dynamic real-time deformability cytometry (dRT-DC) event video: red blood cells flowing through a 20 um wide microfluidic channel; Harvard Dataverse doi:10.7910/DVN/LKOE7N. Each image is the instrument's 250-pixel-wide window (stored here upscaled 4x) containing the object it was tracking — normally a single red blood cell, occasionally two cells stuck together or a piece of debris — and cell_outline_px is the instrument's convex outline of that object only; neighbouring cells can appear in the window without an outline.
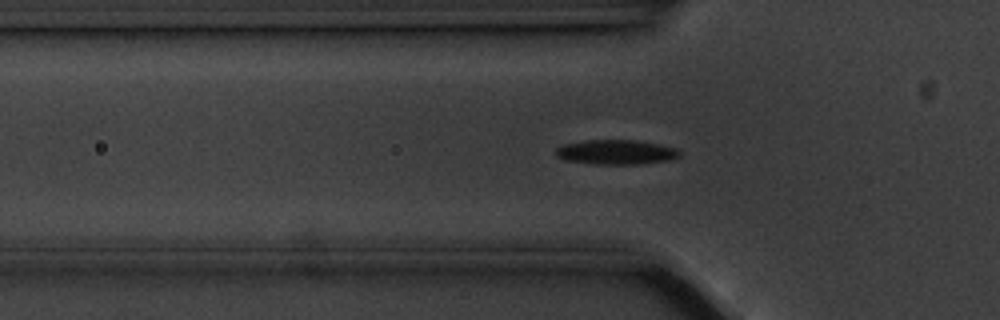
{"species": "common noctule bat (a hibernating species)", "species_latin": "Nyctalus noctula", "temperature_condition": "cold", "stored_images_in_passage": 36, "camera_frame_rate_fps": 3000, "um_per_image_px": 0.085, "animal": {"sex": "male", "body_mass_g": 20.1, "forearm_length_mm": 53.5}, "frame": {"image": 1, "passage_image": 5, "time_ms": 1.333, "image_size_px": [1000, 320], "cell_outline_px": [[680, 156], [668, 160], [636, 164], [596, 164], [564, 160], [556, 156], [556, 148], [564, 144], [584, 140], [632, 140], [656, 144], [676, 148], [680, 152]], "centroid_in_image_um": [52.32, 12.93], "position_along_channel_um": 73.5, "area_um2": 17.57}}
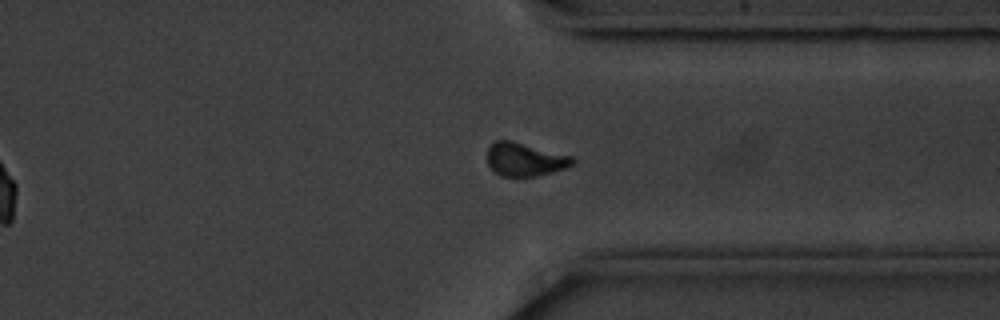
{"frame": {"image": 2, "passage_image": 30, "time_ms": 9.667, "image_size_px": [1000, 320], "cell_outline_px": [[576, 160], [568, 168], [536, 176], [500, 176], [488, 164], [488, 148], [496, 140], [512, 140], [572, 156]], "centroid_in_image_um": [44.64, 13.55], "position_along_channel_um": 366.8, "area_um2": 16.53}}
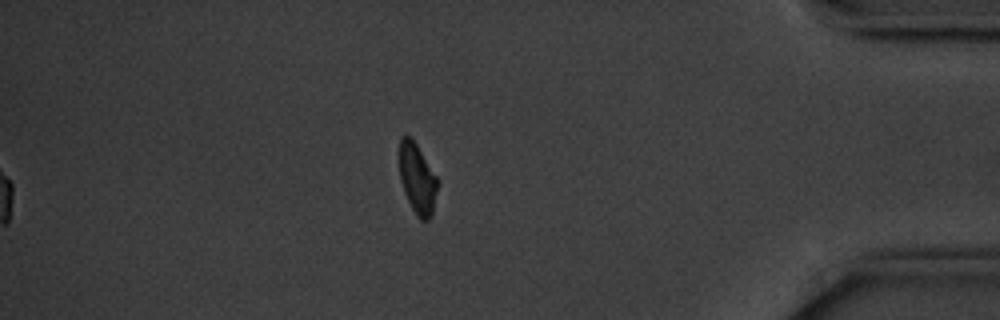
{"frame": {"image": 3, "passage_image": 36, "time_ms": 11.667, "image_size_px": [1000, 320], "cell_outline_px": [[440, 180], [432, 212], [428, 220], [420, 220], [416, 216], [404, 192], [400, 180], [400, 136], [412, 136]], "centroid_in_image_um": [35.5, 15.16], "position_along_channel_um": 399.7, "area_um2": 15.9}, "authors_computed_cell_mechanics": {"area_um2": 17.2822, "velocity_mm_per_s": 3.5242, "shape_relaxation_time_tau1_ms": 2.7849, "shape_relaxation_time_tau2_ms": null, "deformation_change_tau1": 0.1056, "deformation_change_tau2": null}}